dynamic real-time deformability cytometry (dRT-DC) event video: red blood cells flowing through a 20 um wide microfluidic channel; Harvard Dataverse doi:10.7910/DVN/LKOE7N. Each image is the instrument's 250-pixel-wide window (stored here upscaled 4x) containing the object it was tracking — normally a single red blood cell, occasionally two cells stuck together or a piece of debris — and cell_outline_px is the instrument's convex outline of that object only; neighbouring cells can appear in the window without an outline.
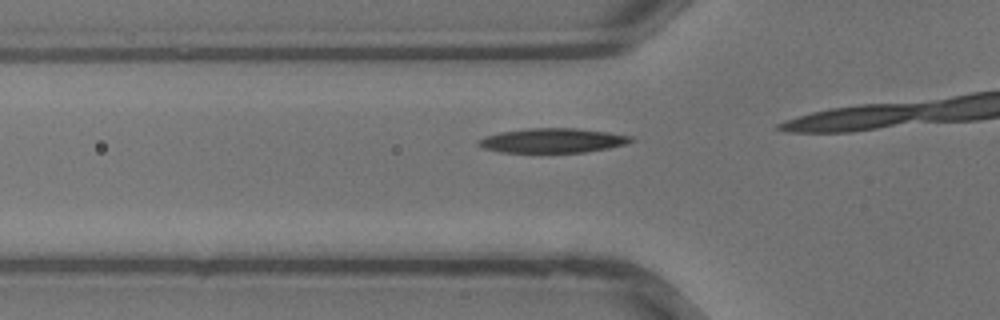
{"species": "common noctule bat (a hibernating species)", "species_latin": "Nyctalus noctula", "temperature_condition": "warm", "stored_images_in_passage": 5, "camera_frame_rate_fps": 3000, "um_per_image_px": 0.085, "animal": {"sex": "male", "body_mass_g": 13.3}, "frame": {"image": 1, "passage_image": 3, "time_ms": 0.667, "image_size_px": [1000, 320], "cell_outline_px": [[636, 140], [628, 144], [608, 148], [584, 152], [500, 152], [484, 148], [476, 144], [484, 136], [500, 132], [528, 128], [576, 128], [608, 132], [632, 136]], "centroid_in_image_um": [47.01, 11.94], "position_along_channel_um": 78.8, "area_um2": 21.79}}